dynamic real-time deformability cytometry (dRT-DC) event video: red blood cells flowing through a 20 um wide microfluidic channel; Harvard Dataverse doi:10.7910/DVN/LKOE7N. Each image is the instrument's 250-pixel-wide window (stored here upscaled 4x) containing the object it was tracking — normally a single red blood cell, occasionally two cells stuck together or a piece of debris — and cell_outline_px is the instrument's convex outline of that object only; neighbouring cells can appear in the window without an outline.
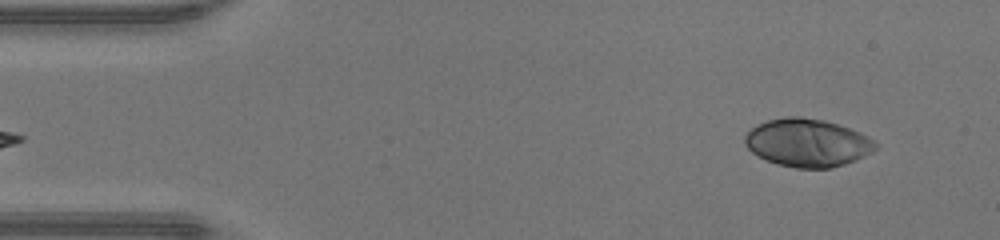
{"species": "human", "species_latin": "Homo sapiens", "temperature_condition": "warm", "stored_images_in_passage": 45, "camera_frame_rate_fps": 3000, "um_per_image_px": 0.085, "donor": {"sex": "male"}, "frame": {"image": 1, "passage_image": 2, "time_ms": 0.333, "image_size_px": [1000, 240], "cell_outline_px": [[880, 144], [872, 152], [856, 160], [832, 168], [796, 168], [776, 164], [752, 152], [744, 144], [744, 136], [756, 124], [768, 120], [784, 116], [800, 116], [824, 120], [860, 132], [868, 136]], "centroid_in_image_um": [68.64, 12.13], "position_along_channel_um": 16.4, "area_um2": 36.65}}
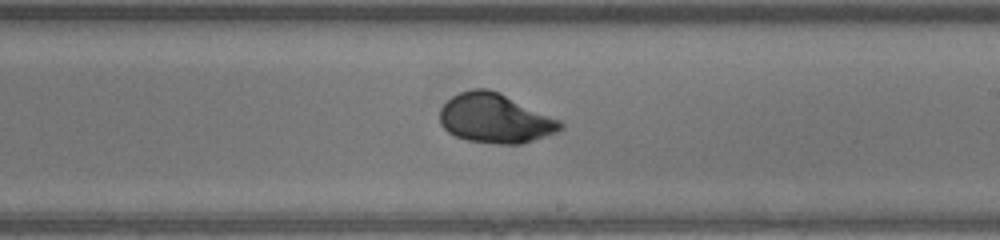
{"frame": {"image": 2, "passage_image": 25, "time_ms": 8.0, "image_size_px": [1000, 240], "cell_outline_px": [[564, 128], [556, 132], [520, 144], [496, 144], [468, 140], [456, 136], [448, 132], [440, 124], [440, 108], [452, 96], [460, 92], [472, 88], [488, 88], [500, 92], [560, 120], [564, 124]], "centroid_in_image_um": [42.07, 10.05], "position_along_channel_um": 246.9, "area_um2": 34.68}}
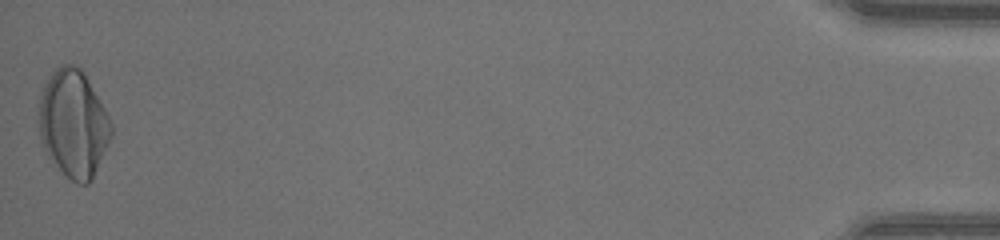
{"frame": {"image": 3, "passage_image": 45, "time_ms": 14.667, "image_size_px": [1000, 240], "cell_outline_px": [[112, 136], [92, 180], [88, 184], [76, 184], [48, 156], [44, 148], [40, 136], [40, 96], [44, 84], [52, 72], [60, 64], [72, 64], [80, 68], [84, 72], [104, 108], [112, 124]], "centroid_in_image_um": [6.26, 10.5], "position_along_channel_um": 428.9, "area_um2": 44.8}, "authors_computed_cell_mechanics": {"area_um2": 35.836, "velocity_mm_per_s": 4.3172, "shape_relaxation_time_tau1_ms": 3.6661, "shape_relaxation_time_tau2_ms": null, "deformation_change_tau1": 0.2214, "deformation_change_tau2": null}}